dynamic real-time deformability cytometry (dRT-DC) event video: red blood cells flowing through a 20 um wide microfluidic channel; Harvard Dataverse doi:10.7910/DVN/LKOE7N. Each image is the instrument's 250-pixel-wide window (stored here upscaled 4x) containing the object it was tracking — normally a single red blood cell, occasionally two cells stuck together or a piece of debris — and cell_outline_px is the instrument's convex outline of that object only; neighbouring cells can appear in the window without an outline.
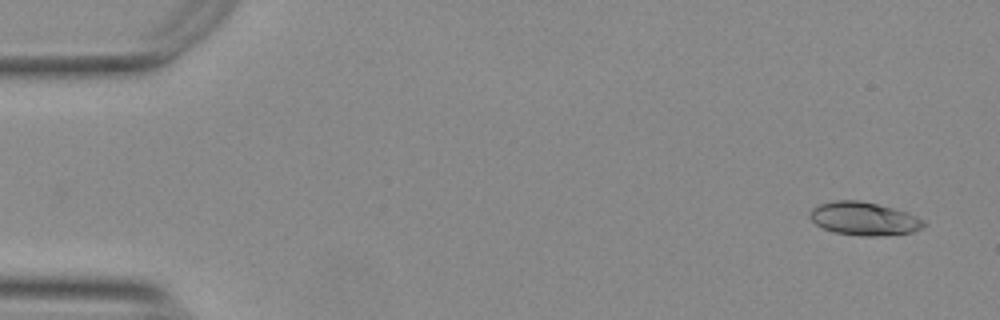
{"species": "Egyptian fruit bat (a non-hibernating species)", "species_latin": "Rousettus aegyptiacus", "temperature_condition": "warm", "stored_images_in_passage": 55, "camera_frame_rate_fps": 3000, "um_per_image_px": 0.085, "animal": {"sex": "female"}, "frame": {"image": 1, "passage_image": 3, "time_ms": 0.667, "image_size_px": [1000, 320], "cell_outline_px": [[928, 224], [912, 232], [880, 236], [860, 236], [836, 232], [824, 228], [816, 224], [808, 216], [808, 212], [812, 208], [820, 204], [836, 200], [860, 200], [908, 212], [924, 220]], "centroid_in_image_um": [73.44, 18.58], "position_along_channel_um": 11.6, "area_um2": 22.02}}
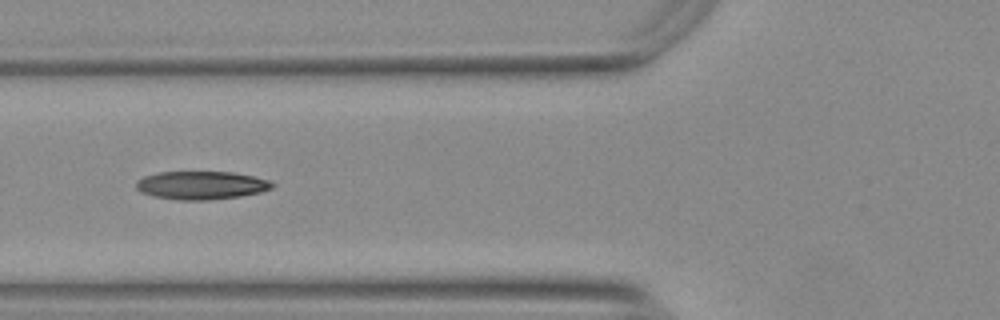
{"frame": {"image": 2, "passage_image": 21, "time_ms": 6.667, "image_size_px": [1000, 320], "cell_outline_px": [[276, 184], [272, 188], [260, 192], [240, 196], [208, 200], [176, 200], [152, 196], [140, 192], [136, 188], [136, 180], [144, 176], [160, 172], [232, 172], [252, 176], [268, 180]], "centroid_in_image_um": [17.08, 15.75], "position_along_channel_um": 108.7, "area_um2": 22.43}}
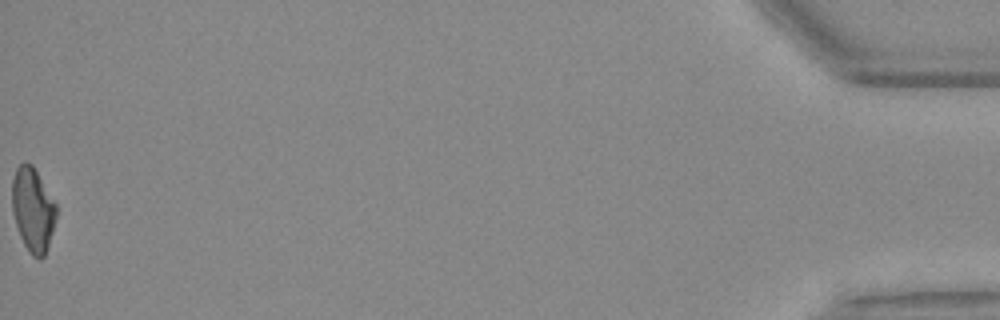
{"frame": {"image": 3, "passage_image": 55, "time_ms": 18.0, "image_size_px": [1000, 320], "cell_outline_px": [[56, 216], [48, 248], [44, 256], [40, 260], [32, 256], [28, 252], [20, 236], [12, 212], [12, 180], [16, 168], [24, 160], [32, 164], [56, 204]], "centroid_in_image_um": [2.78, 17.83], "position_along_channel_um": 432.4, "area_um2": 21.68}, "authors_computed_cell_mechanics": {"area_um2": 21.9062, "velocity_mm_per_s": 3.7482, "shape_relaxation_time_tau1_ms": 4.0178, "shape_relaxation_time_tau2_ms": 2.445, "deformation_change_tau1": 0.188, "deformation_change_tau2": 0.1003}}